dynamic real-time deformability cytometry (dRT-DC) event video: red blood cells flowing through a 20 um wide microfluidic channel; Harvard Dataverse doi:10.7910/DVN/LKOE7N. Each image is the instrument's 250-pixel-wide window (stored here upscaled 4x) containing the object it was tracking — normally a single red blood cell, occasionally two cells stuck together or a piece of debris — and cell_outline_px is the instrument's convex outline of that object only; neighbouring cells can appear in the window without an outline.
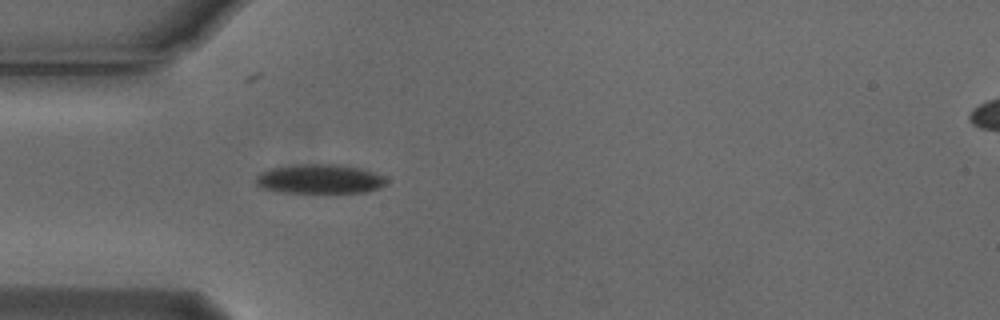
{"species": "Egyptian fruit bat (a non-hibernating species)", "species_latin": "Rousettus aegyptiacus", "temperature_condition": "cold", "stored_images_in_passage": 4, "camera_frame_rate_fps": 3000, "um_per_image_px": 0.085, "animal": {"sex": "male"}, "frame": {"image": 1, "passage_image": 4, "time_ms": 1.0, "image_size_px": [1000, 320], "cell_outline_px": [[388, 180], [380, 188], [364, 192], [276, 192], [264, 188], [256, 184], [256, 176], [260, 172], [272, 168], [296, 164], [336, 164], [360, 168], [384, 176]], "centroid_in_image_um": [27.16, 15.21], "position_along_channel_um": 57.8, "area_um2": 22.2}}